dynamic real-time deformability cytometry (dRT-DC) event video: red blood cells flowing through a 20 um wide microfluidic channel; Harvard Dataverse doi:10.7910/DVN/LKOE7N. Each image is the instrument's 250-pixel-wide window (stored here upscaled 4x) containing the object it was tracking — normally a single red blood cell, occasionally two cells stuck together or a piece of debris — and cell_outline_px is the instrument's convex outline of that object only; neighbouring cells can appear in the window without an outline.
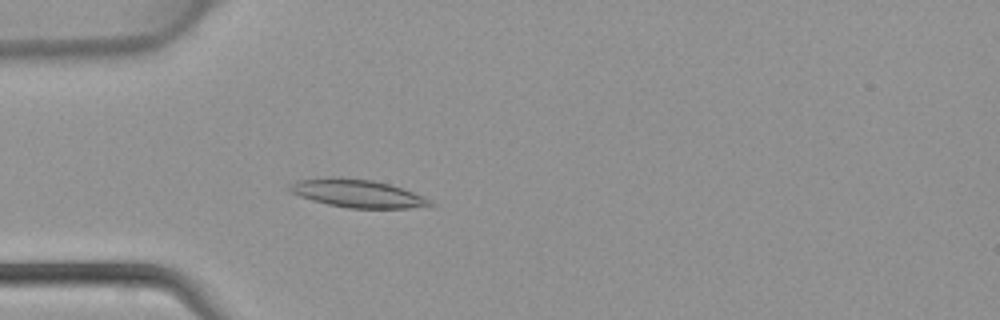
{"species": "common noctule bat (a hibernating species)", "species_latin": "Nyctalus noctula", "temperature_condition": "warm", "stored_images_in_passage": 33, "camera_frame_rate_fps": 3000, "um_per_image_px": 0.085, "animal": {"sex": "female", "body_mass_g": 22.7, "forearm_length_mm": 54.2}, "frame": {"image": 1, "passage_image": 7, "time_ms": 2.0, "image_size_px": [1000, 320], "cell_outline_px": [[436, 204], [432, 208], [348, 208], [328, 204], [312, 200], [300, 196], [284, 188], [288, 184], [296, 180], [328, 176], [340, 176], [372, 180], [388, 184], [424, 196]], "centroid_in_image_um": [30.37, 16.43], "position_along_channel_um": 54.6, "area_um2": 23.41}}
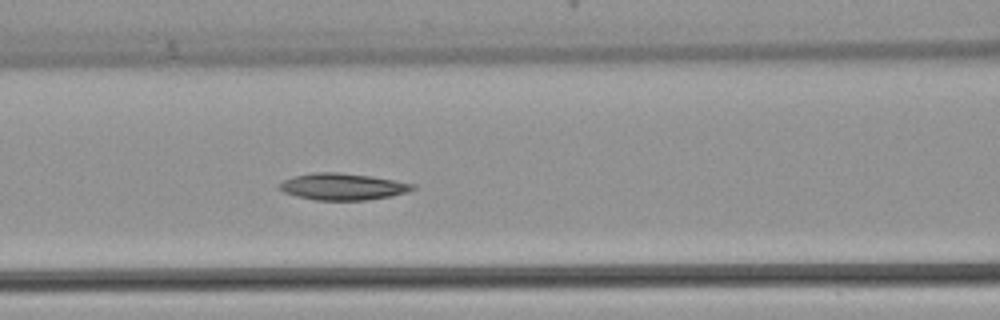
{"frame": {"image": 2, "passage_image": 13, "time_ms": 4.0, "image_size_px": [1000, 320], "cell_outline_px": [[416, 188], [392, 196], [364, 200], [316, 200], [296, 196], [284, 192], [276, 184], [292, 176], [312, 172], [336, 172], [372, 176], [396, 180], [416, 184]], "centroid_in_image_um": [29.11, 15.85], "position_along_channel_um": 137.5, "area_um2": 20.81}}
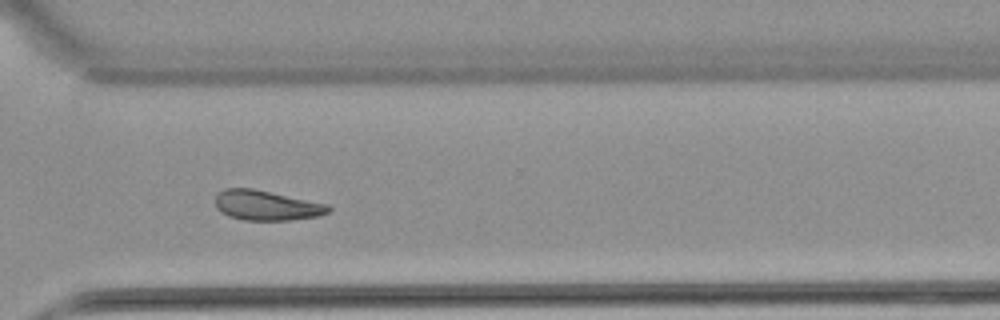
{"frame": {"image": 3, "passage_image": 27, "time_ms": 8.667, "image_size_px": [1000, 320], "cell_outline_px": [[332, 208], [328, 212], [320, 216], [292, 220], [244, 220], [228, 216], [220, 212], [216, 208], [216, 196], [224, 188], [252, 188], [332, 204]], "centroid_in_image_um": [22.71, 17.46], "position_along_channel_um": 347.9, "area_um2": 20.06}}